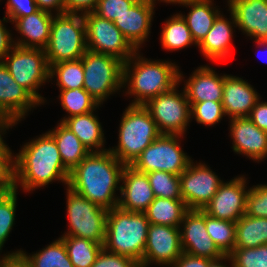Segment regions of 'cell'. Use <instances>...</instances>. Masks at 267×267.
<instances>
[{
	"mask_svg": "<svg viewBox=\"0 0 267 267\" xmlns=\"http://www.w3.org/2000/svg\"><path fill=\"white\" fill-rule=\"evenodd\" d=\"M126 165L109 150L90 152L72 171L68 187L98 206L111 210L117 207L114 197Z\"/></svg>",
	"mask_w": 267,
	"mask_h": 267,
	"instance_id": "obj_1",
	"label": "cell"
},
{
	"mask_svg": "<svg viewBox=\"0 0 267 267\" xmlns=\"http://www.w3.org/2000/svg\"><path fill=\"white\" fill-rule=\"evenodd\" d=\"M15 189L20 182L27 191L61 180L68 186L70 171L64 166L54 138L45 133L28 142L14 157Z\"/></svg>",
	"mask_w": 267,
	"mask_h": 267,
	"instance_id": "obj_2",
	"label": "cell"
},
{
	"mask_svg": "<svg viewBox=\"0 0 267 267\" xmlns=\"http://www.w3.org/2000/svg\"><path fill=\"white\" fill-rule=\"evenodd\" d=\"M136 54L123 64V84L129 81L127 93L137 97L130 105H145L150 99L172 90L182 80L175 64L145 60ZM135 58L137 61L131 71V60Z\"/></svg>",
	"mask_w": 267,
	"mask_h": 267,
	"instance_id": "obj_3",
	"label": "cell"
},
{
	"mask_svg": "<svg viewBox=\"0 0 267 267\" xmlns=\"http://www.w3.org/2000/svg\"><path fill=\"white\" fill-rule=\"evenodd\" d=\"M149 225L144 212L127 211L118 206L108 210L103 248L130 257L141 265Z\"/></svg>",
	"mask_w": 267,
	"mask_h": 267,
	"instance_id": "obj_4",
	"label": "cell"
},
{
	"mask_svg": "<svg viewBox=\"0 0 267 267\" xmlns=\"http://www.w3.org/2000/svg\"><path fill=\"white\" fill-rule=\"evenodd\" d=\"M160 135L144 105H129L121 119L118 146L109 151L123 164L131 165Z\"/></svg>",
	"mask_w": 267,
	"mask_h": 267,
	"instance_id": "obj_5",
	"label": "cell"
},
{
	"mask_svg": "<svg viewBox=\"0 0 267 267\" xmlns=\"http://www.w3.org/2000/svg\"><path fill=\"white\" fill-rule=\"evenodd\" d=\"M87 51L83 15L57 14L50 28V40L45 48L49 67L65 61L81 59Z\"/></svg>",
	"mask_w": 267,
	"mask_h": 267,
	"instance_id": "obj_6",
	"label": "cell"
},
{
	"mask_svg": "<svg viewBox=\"0 0 267 267\" xmlns=\"http://www.w3.org/2000/svg\"><path fill=\"white\" fill-rule=\"evenodd\" d=\"M84 69L83 88L101 104L109 94L123 84V64L119 58L86 51L82 56Z\"/></svg>",
	"mask_w": 267,
	"mask_h": 267,
	"instance_id": "obj_7",
	"label": "cell"
},
{
	"mask_svg": "<svg viewBox=\"0 0 267 267\" xmlns=\"http://www.w3.org/2000/svg\"><path fill=\"white\" fill-rule=\"evenodd\" d=\"M10 52L2 61L8 68L10 75L18 85L24 87L40 104L43 103V97L36 92V89L50 78V67L45 49L14 46Z\"/></svg>",
	"mask_w": 267,
	"mask_h": 267,
	"instance_id": "obj_8",
	"label": "cell"
},
{
	"mask_svg": "<svg viewBox=\"0 0 267 267\" xmlns=\"http://www.w3.org/2000/svg\"><path fill=\"white\" fill-rule=\"evenodd\" d=\"M67 190V213L70 231L64 236L89 239L103 246L108 210L89 201L69 187Z\"/></svg>",
	"mask_w": 267,
	"mask_h": 267,
	"instance_id": "obj_9",
	"label": "cell"
},
{
	"mask_svg": "<svg viewBox=\"0 0 267 267\" xmlns=\"http://www.w3.org/2000/svg\"><path fill=\"white\" fill-rule=\"evenodd\" d=\"M179 136L161 134L130 166L142 173L165 171L179 176L192 161L180 148Z\"/></svg>",
	"mask_w": 267,
	"mask_h": 267,
	"instance_id": "obj_10",
	"label": "cell"
},
{
	"mask_svg": "<svg viewBox=\"0 0 267 267\" xmlns=\"http://www.w3.org/2000/svg\"><path fill=\"white\" fill-rule=\"evenodd\" d=\"M83 18L88 51L112 55L123 62L136 53L137 49L112 21L101 18L94 12L83 14Z\"/></svg>",
	"mask_w": 267,
	"mask_h": 267,
	"instance_id": "obj_11",
	"label": "cell"
},
{
	"mask_svg": "<svg viewBox=\"0 0 267 267\" xmlns=\"http://www.w3.org/2000/svg\"><path fill=\"white\" fill-rule=\"evenodd\" d=\"M176 86L150 99L144 107L150 112L161 134L183 135L190 121V103L185 92L177 93Z\"/></svg>",
	"mask_w": 267,
	"mask_h": 267,
	"instance_id": "obj_12",
	"label": "cell"
},
{
	"mask_svg": "<svg viewBox=\"0 0 267 267\" xmlns=\"http://www.w3.org/2000/svg\"><path fill=\"white\" fill-rule=\"evenodd\" d=\"M181 196L188 209L202 210L223 183L205 164L191 161L180 175Z\"/></svg>",
	"mask_w": 267,
	"mask_h": 267,
	"instance_id": "obj_13",
	"label": "cell"
},
{
	"mask_svg": "<svg viewBox=\"0 0 267 267\" xmlns=\"http://www.w3.org/2000/svg\"><path fill=\"white\" fill-rule=\"evenodd\" d=\"M182 253L180 227L150 224L141 267L152 262L172 266Z\"/></svg>",
	"mask_w": 267,
	"mask_h": 267,
	"instance_id": "obj_14",
	"label": "cell"
},
{
	"mask_svg": "<svg viewBox=\"0 0 267 267\" xmlns=\"http://www.w3.org/2000/svg\"><path fill=\"white\" fill-rule=\"evenodd\" d=\"M181 223L184 224L180 232L183 252L211 260L224 256L207 232L206 213L199 209H189Z\"/></svg>",
	"mask_w": 267,
	"mask_h": 267,
	"instance_id": "obj_15",
	"label": "cell"
},
{
	"mask_svg": "<svg viewBox=\"0 0 267 267\" xmlns=\"http://www.w3.org/2000/svg\"><path fill=\"white\" fill-rule=\"evenodd\" d=\"M245 184L244 177H236L227 183L223 182L202 211L216 219L236 222L246 212L248 190L245 191Z\"/></svg>",
	"mask_w": 267,
	"mask_h": 267,
	"instance_id": "obj_16",
	"label": "cell"
},
{
	"mask_svg": "<svg viewBox=\"0 0 267 267\" xmlns=\"http://www.w3.org/2000/svg\"><path fill=\"white\" fill-rule=\"evenodd\" d=\"M236 27L267 48V0H229Z\"/></svg>",
	"mask_w": 267,
	"mask_h": 267,
	"instance_id": "obj_17",
	"label": "cell"
},
{
	"mask_svg": "<svg viewBox=\"0 0 267 267\" xmlns=\"http://www.w3.org/2000/svg\"><path fill=\"white\" fill-rule=\"evenodd\" d=\"M39 104L24 87L14 81L8 68L0 62V113L17 123L29 108Z\"/></svg>",
	"mask_w": 267,
	"mask_h": 267,
	"instance_id": "obj_18",
	"label": "cell"
},
{
	"mask_svg": "<svg viewBox=\"0 0 267 267\" xmlns=\"http://www.w3.org/2000/svg\"><path fill=\"white\" fill-rule=\"evenodd\" d=\"M121 180L124 185H121L119 190L123 198L119 199L117 206L127 211L145 212L155 198L147 173L126 165Z\"/></svg>",
	"mask_w": 267,
	"mask_h": 267,
	"instance_id": "obj_19",
	"label": "cell"
},
{
	"mask_svg": "<svg viewBox=\"0 0 267 267\" xmlns=\"http://www.w3.org/2000/svg\"><path fill=\"white\" fill-rule=\"evenodd\" d=\"M230 131L234 152L258 161L267 156V132L259 129L249 117L232 118Z\"/></svg>",
	"mask_w": 267,
	"mask_h": 267,
	"instance_id": "obj_20",
	"label": "cell"
},
{
	"mask_svg": "<svg viewBox=\"0 0 267 267\" xmlns=\"http://www.w3.org/2000/svg\"><path fill=\"white\" fill-rule=\"evenodd\" d=\"M154 5L150 0H138L127 12L113 21L137 50L150 32Z\"/></svg>",
	"mask_w": 267,
	"mask_h": 267,
	"instance_id": "obj_21",
	"label": "cell"
},
{
	"mask_svg": "<svg viewBox=\"0 0 267 267\" xmlns=\"http://www.w3.org/2000/svg\"><path fill=\"white\" fill-rule=\"evenodd\" d=\"M258 100L257 92L242 78L224 75L222 107L230 118L249 117Z\"/></svg>",
	"mask_w": 267,
	"mask_h": 267,
	"instance_id": "obj_22",
	"label": "cell"
},
{
	"mask_svg": "<svg viewBox=\"0 0 267 267\" xmlns=\"http://www.w3.org/2000/svg\"><path fill=\"white\" fill-rule=\"evenodd\" d=\"M224 75L218 76L208 66L199 67L186 82L184 92L189 102H222Z\"/></svg>",
	"mask_w": 267,
	"mask_h": 267,
	"instance_id": "obj_23",
	"label": "cell"
},
{
	"mask_svg": "<svg viewBox=\"0 0 267 267\" xmlns=\"http://www.w3.org/2000/svg\"><path fill=\"white\" fill-rule=\"evenodd\" d=\"M52 13L38 10L26 17L17 18L14 22L19 33L26 40H20L14 45L22 48L45 49L50 40V28L53 20Z\"/></svg>",
	"mask_w": 267,
	"mask_h": 267,
	"instance_id": "obj_24",
	"label": "cell"
},
{
	"mask_svg": "<svg viewBox=\"0 0 267 267\" xmlns=\"http://www.w3.org/2000/svg\"><path fill=\"white\" fill-rule=\"evenodd\" d=\"M219 14L210 31L205 38L198 44L204 56L212 61H219L230 55V43L232 38V25H236L235 18L231 12L232 22L227 21ZM229 54V55H228Z\"/></svg>",
	"mask_w": 267,
	"mask_h": 267,
	"instance_id": "obj_25",
	"label": "cell"
},
{
	"mask_svg": "<svg viewBox=\"0 0 267 267\" xmlns=\"http://www.w3.org/2000/svg\"><path fill=\"white\" fill-rule=\"evenodd\" d=\"M61 122L69 128L81 141V143L87 147L90 152H93V148H96L94 152L106 151L102 148L104 144V133L102 131L101 124L98 118L93 114V111L76 115L72 117H64ZM98 149V150H97Z\"/></svg>",
	"mask_w": 267,
	"mask_h": 267,
	"instance_id": "obj_26",
	"label": "cell"
},
{
	"mask_svg": "<svg viewBox=\"0 0 267 267\" xmlns=\"http://www.w3.org/2000/svg\"><path fill=\"white\" fill-rule=\"evenodd\" d=\"M48 133L54 138L62 162L69 171H72L90 153L79 138L62 122Z\"/></svg>",
	"mask_w": 267,
	"mask_h": 267,
	"instance_id": "obj_27",
	"label": "cell"
},
{
	"mask_svg": "<svg viewBox=\"0 0 267 267\" xmlns=\"http://www.w3.org/2000/svg\"><path fill=\"white\" fill-rule=\"evenodd\" d=\"M188 210L183 199L155 197L144 213L150 224L180 227Z\"/></svg>",
	"mask_w": 267,
	"mask_h": 267,
	"instance_id": "obj_28",
	"label": "cell"
},
{
	"mask_svg": "<svg viewBox=\"0 0 267 267\" xmlns=\"http://www.w3.org/2000/svg\"><path fill=\"white\" fill-rule=\"evenodd\" d=\"M211 4V0H192L183 4L191 7L189 14L186 17L183 16V18L186 21L192 38L197 45L208 34L216 17L220 14V11H214Z\"/></svg>",
	"mask_w": 267,
	"mask_h": 267,
	"instance_id": "obj_29",
	"label": "cell"
},
{
	"mask_svg": "<svg viewBox=\"0 0 267 267\" xmlns=\"http://www.w3.org/2000/svg\"><path fill=\"white\" fill-rule=\"evenodd\" d=\"M235 224V248H255L267 244V218L244 214Z\"/></svg>",
	"mask_w": 267,
	"mask_h": 267,
	"instance_id": "obj_30",
	"label": "cell"
},
{
	"mask_svg": "<svg viewBox=\"0 0 267 267\" xmlns=\"http://www.w3.org/2000/svg\"><path fill=\"white\" fill-rule=\"evenodd\" d=\"M21 257L29 267H74L68 257L64 241L59 238L52 244L32 256L23 251H16L5 257Z\"/></svg>",
	"mask_w": 267,
	"mask_h": 267,
	"instance_id": "obj_31",
	"label": "cell"
},
{
	"mask_svg": "<svg viewBox=\"0 0 267 267\" xmlns=\"http://www.w3.org/2000/svg\"><path fill=\"white\" fill-rule=\"evenodd\" d=\"M61 239L74 267H91L103 248L102 245L85 238L63 236Z\"/></svg>",
	"mask_w": 267,
	"mask_h": 267,
	"instance_id": "obj_32",
	"label": "cell"
},
{
	"mask_svg": "<svg viewBox=\"0 0 267 267\" xmlns=\"http://www.w3.org/2000/svg\"><path fill=\"white\" fill-rule=\"evenodd\" d=\"M161 43L168 50H179L193 43L197 45L182 14L167 20L162 30Z\"/></svg>",
	"mask_w": 267,
	"mask_h": 267,
	"instance_id": "obj_33",
	"label": "cell"
},
{
	"mask_svg": "<svg viewBox=\"0 0 267 267\" xmlns=\"http://www.w3.org/2000/svg\"><path fill=\"white\" fill-rule=\"evenodd\" d=\"M50 78L57 77L60 90L83 88L84 69L82 59L60 62L50 66Z\"/></svg>",
	"mask_w": 267,
	"mask_h": 267,
	"instance_id": "obj_34",
	"label": "cell"
},
{
	"mask_svg": "<svg viewBox=\"0 0 267 267\" xmlns=\"http://www.w3.org/2000/svg\"><path fill=\"white\" fill-rule=\"evenodd\" d=\"M206 229L224 255H229L235 249V222L216 219L206 214Z\"/></svg>",
	"mask_w": 267,
	"mask_h": 267,
	"instance_id": "obj_35",
	"label": "cell"
},
{
	"mask_svg": "<svg viewBox=\"0 0 267 267\" xmlns=\"http://www.w3.org/2000/svg\"><path fill=\"white\" fill-rule=\"evenodd\" d=\"M60 99L68 117L89 113L99 106L84 88L61 90Z\"/></svg>",
	"mask_w": 267,
	"mask_h": 267,
	"instance_id": "obj_36",
	"label": "cell"
},
{
	"mask_svg": "<svg viewBox=\"0 0 267 267\" xmlns=\"http://www.w3.org/2000/svg\"><path fill=\"white\" fill-rule=\"evenodd\" d=\"M154 197L182 199L180 177L165 171L147 173Z\"/></svg>",
	"mask_w": 267,
	"mask_h": 267,
	"instance_id": "obj_37",
	"label": "cell"
},
{
	"mask_svg": "<svg viewBox=\"0 0 267 267\" xmlns=\"http://www.w3.org/2000/svg\"><path fill=\"white\" fill-rule=\"evenodd\" d=\"M16 192V189L0 192V250L14 224Z\"/></svg>",
	"mask_w": 267,
	"mask_h": 267,
	"instance_id": "obj_38",
	"label": "cell"
},
{
	"mask_svg": "<svg viewBox=\"0 0 267 267\" xmlns=\"http://www.w3.org/2000/svg\"><path fill=\"white\" fill-rule=\"evenodd\" d=\"M234 267H267V244L235 248L230 254Z\"/></svg>",
	"mask_w": 267,
	"mask_h": 267,
	"instance_id": "obj_39",
	"label": "cell"
},
{
	"mask_svg": "<svg viewBox=\"0 0 267 267\" xmlns=\"http://www.w3.org/2000/svg\"><path fill=\"white\" fill-rule=\"evenodd\" d=\"M190 114L195 117L196 121L204 125H214L218 123L223 115H225L222 102L203 101V102H189Z\"/></svg>",
	"mask_w": 267,
	"mask_h": 267,
	"instance_id": "obj_40",
	"label": "cell"
},
{
	"mask_svg": "<svg viewBox=\"0 0 267 267\" xmlns=\"http://www.w3.org/2000/svg\"><path fill=\"white\" fill-rule=\"evenodd\" d=\"M245 214L267 218V185H257L248 189Z\"/></svg>",
	"mask_w": 267,
	"mask_h": 267,
	"instance_id": "obj_41",
	"label": "cell"
},
{
	"mask_svg": "<svg viewBox=\"0 0 267 267\" xmlns=\"http://www.w3.org/2000/svg\"><path fill=\"white\" fill-rule=\"evenodd\" d=\"M7 145L0 146V192L15 189V164Z\"/></svg>",
	"mask_w": 267,
	"mask_h": 267,
	"instance_id": "obj_42",
	"label": "cell"
},
{
	"mask_svg": "<svg viewBox=\"0 0 267 267\" xmlns=\"http://www.w3.org/2000/svg\"><path fill=\"white\" fill-rule=\"evenodd\" d=\"M138 0H99L94 13L106 20L114 21L127 12Z\"/></svg>",
	"mask_w": 267,
	"mask_h": 267,
	"instance_id": "obj_43",
	"label": "cell"
},
{
	"mask_svg": "<svg viewBox=\"0 0 267 267\" xmlns=\"http://www.w3.org/2000/svg\"><path fill=\"white\" fill-rule=\"evenodd\" d=\"M91 267H141V265L130 257L111 253L102 248Z\"/></svg>",
	"mask_w": 267,
	"mask_h": 267,
	"instance_id": "obj_44",
	"label": "cell"
},
{
	"mask_svg": "<svg viewBox=\"0 0 267 267\" xmlns=\"http://www.w3.org/2000/svg\"><path fill=\"white\" fill-rule=\"evenodd\" d=\"M6 15L12 22L17 18L26 17L37 12L38 6L35 0H8Z\"/></svg>",
	"mask_w": 267,
	"mask_h": 267,
	"instance_id": "obj_45",
	"label": "cell"
},
{
	"mask_svg": "<svg viewBox=\"0 0 267 267\" xmlns=\"http://www.w3.org/2000/svg\"><path fill=\"white\" fill-rule=\"evenodd\" d=\"M98 1L99 0H64V11L68 14H77L78 11H82L80 15L94 12Z\"/></svg>",
	"mask_w": 267,
	"mask_h": 267,
	"instance_id": "obj_46",
	"label": "cell"
},
{
	"mask_svg": "<svg viewBox=\"0 0 267 267\" xmlns=\"http://www.w3.org/2000/svg\"><path fill=\"white\" fill-rule=\"evenodd\" d=\"M249 119L262 131L267 132V102H256Z\"/></svg>",
	"mask_w": 267,
	"mask_h": 267,
	"instance_id": "obj_47",
	"label": "cell"
},
{
	"mask_svg": "<svg viewBox=\"0 0 267 267\" xmlns=\"http://www.w3.org/2000/svg\"><path fill=\"white\" fill-rule=\"evenodd\" d=\"M211 259L192 256L183 252L172 267H208Z\"/></svg>",
	"mask_w": 267,
	"mask_h": 267,
	"instance_id": "obj_48",
	"label": "cell"
},
{
	"mask_svg": "<svg viewBox=\"0 0 267 267\" xmlns=\"http://www.w3.org/2000/svg\"><path fill=\"white\" fill-rule=\"evenodd\" d=\"M11 39L12 38L9 31L6 30V27H4L0 19V62L3 61L5 56L15 46L14 43H12L14 41H12Z\"/></svg>",
	"mask_w": 267,
	"mask_h": 267,
	"instance_id": "obj_49",
	"label": "cell"
},
{
	"mask_svg": "<svg viewBox=\"0 0 267 267\" xmlns=\"http://www.w3.org/2000/svg\"><path fill=\"white\" fill-rule=\"evenodd\" d=\"M38 9L51 13V9L57 10V14H64V0H35Z\"/></svg>",
	"mask_w": 267,
	"mask_h": 267,
	"instance_id": "obj_50",
	"label": "cell"
},
{
	"mask_svg": "<svg viewBox=\"0 0 267 267\" xmlns=\"http://www.w3.org/2000/svg\"><path fill=\"white\" fill-rule=\"evenodd\" d=\"M3 267H29L28 264L19 257H6Z\"/></svg>",
	"mask_w": 267,
	"mask_h": 267,
	"instance_id": "obj_51",
	"label": "cell"
},
{
	"mask_svg": "<svg viewBox=\"0 0 267 267\" xmlns=\"http://www.w3.org/2000/svg\"><path fill=\"white\" fill-rule=\"evenodd\" d=\"M15 123L5 114L0 113V133L8 129L10 126L14 125ZM5 143L2 140L1 134H0V146H4Z\"/></svg>",
	"mask_w": 267,
	"mask_h": 267,
	"instance_id": "obj_52",
	"label": "cell"
},
{
	"mask_svg": "<svg viewBox=\"0 0 267 267\" xmlns=\"http://www.w3.org/2000/svg\"><path fill=\"white\" fill-rule=\"evenodd\" d=\"M223 259H224V260L227 259V260L231 261V264H232L231 266L234 267L230 255H224V256H222V257H220V258L211 260V261L209 262V266H208V267H226V265H223V263H222V260H223ZM220 260H221V261H220ZM219 261H220V262H219Z\"/></svg>",
	"mask_w": 267,
	"mask_h": 267,
	"instance_id": "obj_53",
	"label": "cell"
},
{
	"mask_svg": "<svg viewBox=\"0 0 267 267\" xmlns=\"http://www.w3.org/2000/svg\"><path fill=\"white\" fill-rule=\"evenodd\" d=\"M154 3L155 0H150ZM160 1H164V2H167V3H180V4H186L192 0H160Z\"/></svg>",
	"mask_w": 267,
	"mask_h": 267,
	"instance_id": "obj_54",
	"label": "cell"
},
{
	"mask_svg": "<svg viewBox=\"0 0 267 267\" xmlns=\"http://www.w3.org/2000/svg\"><path fill=\"white\" fill-rule=\"evenodd\" d=\"M5 258H6V257H3V258L0 260V267H3V263H4V261H5Z\"/></svg>",
	"mask_w": 267,
	"mask_h": 267,
	"instance_id": "obj_55",
	"label": "cell"
}]
</instances>
